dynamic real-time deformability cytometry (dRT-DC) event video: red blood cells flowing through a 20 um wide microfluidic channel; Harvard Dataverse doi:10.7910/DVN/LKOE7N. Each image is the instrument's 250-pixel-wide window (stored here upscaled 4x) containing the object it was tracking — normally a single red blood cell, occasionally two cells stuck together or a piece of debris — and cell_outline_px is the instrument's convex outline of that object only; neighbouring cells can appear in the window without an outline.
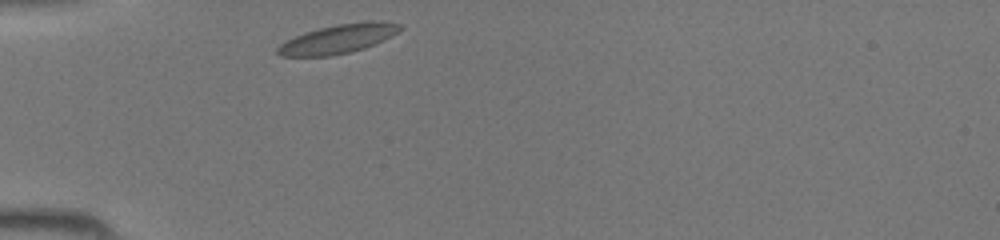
{"species": "common noctule bat (a hibernating species)", "species_latin": "Nyctalus noctula", "temperature_condition": "room temperature", "stored_images_in_passage": 26, "camera_frame_rate_fps": 3000, "um_per_image_px": 0.085, "animal": {"sex": "female", "body_mass_g": 19.5, "forearm_length_mm": 54.1}, "frame": {"image": 1, "passage_image": 1, "time_ms": 0.0, "image_size_px": [1000, 240], "cell_outline_px": [[404, 28], [392, 36], [376, 44], [364, 48], [348, 52], [328, 56], [280, 56], [276, 52], [276, 48], [280, 44], [304, 32], [336, 24], [372, 20], [380, 20], [404, 24]], "centroid_in_image_um": [28.82, 3.28], "position_along_channel_um": 56.2, "area_um2": 20.87}}
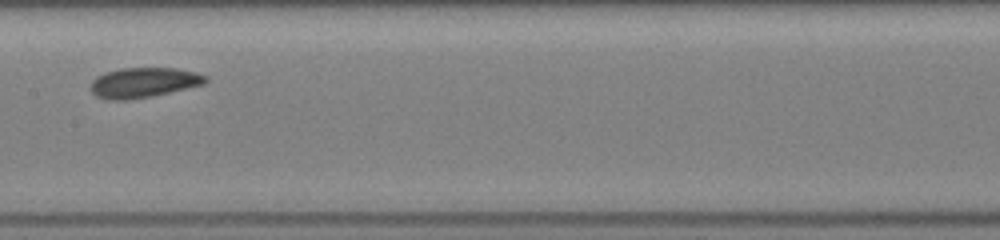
{"frame": {"image": 2, "passage_image": 11, "time_ms": 3.333, "image_size_px": [1000, 240], "cell_outline_px": [[208, 80], [204, 84], [152, 96], [124, 100], [108, 100], [96, 96], [88, 88], [92, 80], [96, 76], [120, 68], [176, 68], [196, 72], [208, 76]], "centroid_in_image_um": [12.19, 7.02], "position_along_channel_um": 195.2, "area_um2": 20.17}}
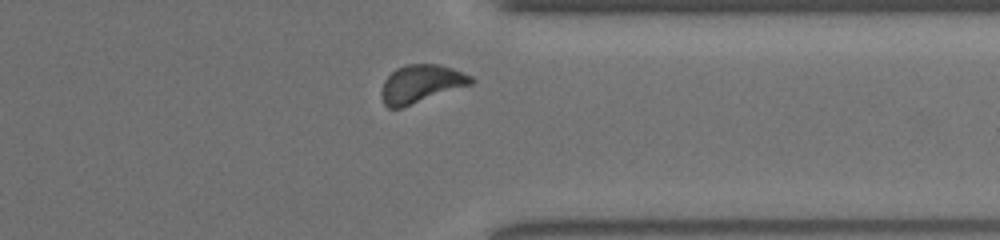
{"frame": {"image": 3, "passage_image": 23, "time_ms": 7.333, "image_size_px": [1000, 240], "cell_outline_px": [[476, 80], [472, 84], [400, 108], [388, 108], [384, 104], [380, 96], [380, 92], [384, 80], [396, 68], [404, 64], [440, 64], [452, 68], [472, 76]], "centroid_in_image_um": [35.77, 7.11], "position_along_channel_um": 375.6, "area_um2": 19.88}}